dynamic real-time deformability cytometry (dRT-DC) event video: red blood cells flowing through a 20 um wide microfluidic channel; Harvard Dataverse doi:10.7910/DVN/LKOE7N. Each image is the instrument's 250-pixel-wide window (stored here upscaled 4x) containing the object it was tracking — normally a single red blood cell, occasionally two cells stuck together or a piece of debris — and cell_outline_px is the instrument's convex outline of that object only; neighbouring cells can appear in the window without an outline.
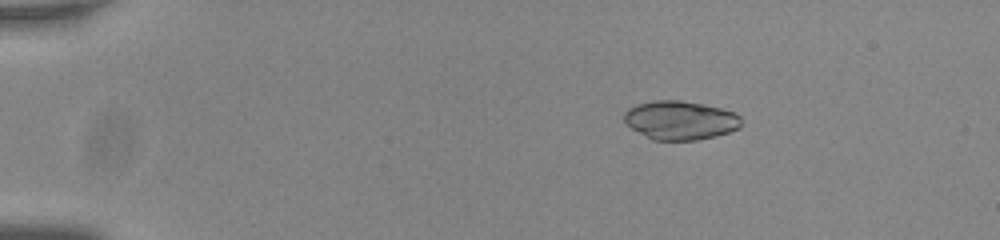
{"species": "common noctule bat (a hibernating species)", "species_latin": "Nyctalus noctula", "temperature_condition": "room temperature", "stored_images_in_passage": 56, "camera_frame_rate_fps": 3000, "um_per_image_px": 0.085, "animal": {"sex": "male", "body_mass_g": 20.0, "forearm_length_mm": 53.3}, "frame": {"image": 1, "passage_image": 11, "time_ms": 3.333, "image_size_px": [1000, 240], "cell_outline_px": [[740, 128], [716, 136], [696, 140], [652, 140], [632, 128], [624, 120], [624, 112], [628, 108], [636, 104], [652, 100], [680, 100], [704, 104], [736, 112], [740, 116]], "centroid_in_image_um": [57.82, 10.21], "position_along_channel_um": 27.2, "area_um2": 26.59}}